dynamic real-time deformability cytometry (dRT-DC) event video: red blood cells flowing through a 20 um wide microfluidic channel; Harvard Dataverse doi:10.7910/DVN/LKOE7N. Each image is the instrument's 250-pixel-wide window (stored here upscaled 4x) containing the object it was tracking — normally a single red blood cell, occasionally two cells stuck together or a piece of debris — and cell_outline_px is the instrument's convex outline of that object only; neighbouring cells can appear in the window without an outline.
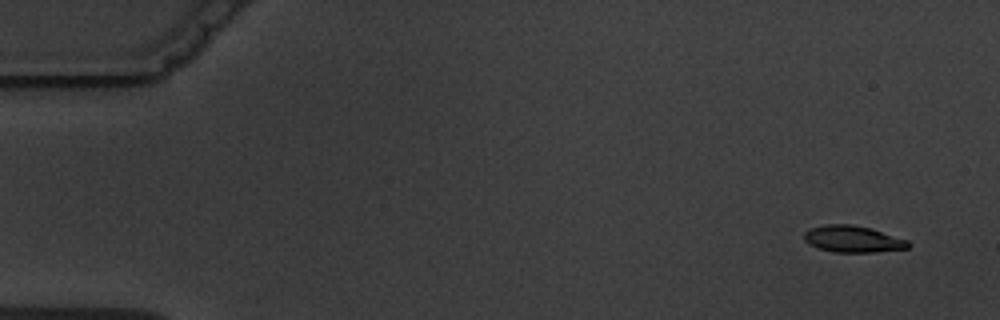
{"species": "common noctule bat (a hibernating species)", "species_latin": "Nyctalus noctula", "temperature_condition": "warm", "stored_images_in_passage": 5, "camera_frame_rate_fps": 3000, "um_per_image_px": 0.085, "animal": {"sex": "male", "body_mass_g": 19.5, "forearm_length_mm": 54.6}, "frame": {"image": 1, "passage_image": 1, "time_ms": 0.0, "image_size_px": [1000, 320], "cell_outline_px": [[912, 244], [908, 248], [876, 252], [836, 252], [820, 248], [808, 244], [804, 240], [804, 232], [812, 228], [824, 224], [852, 224], [872, 228], [908, 240]], "centroid_in_image_um": [72.52, 20.31], "position_along_channel_um": 12.5, "area_um2": 16.24}}
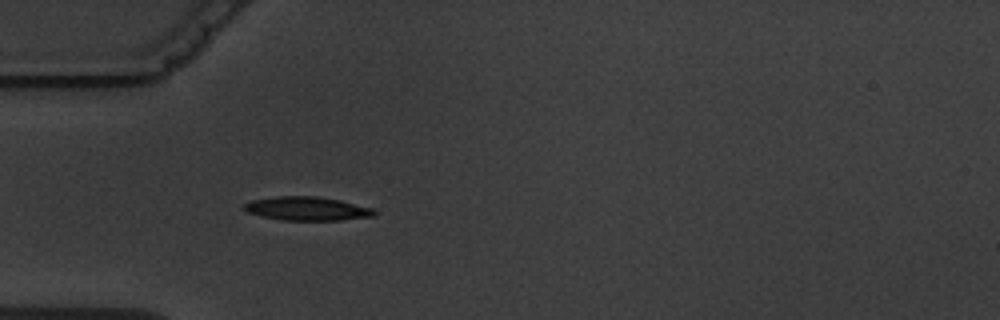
{"frame": {"image": 2, "passage_image": 5, "time_ms": 4.667, "image_size_px": [1000, 320], "cell_outline_px": [[376, 216], [340, 220], [280, 220], [260, 216], [248, 212], [244, 208], [244, 204], [252, 200], [276, 196], [320, 196], [340, 200], [372, 208], [376, 212]], "centroid_in_image_um": [26.11, 17.73], "position_along_channel_um": 58.9, "area_um2": 18.03}}